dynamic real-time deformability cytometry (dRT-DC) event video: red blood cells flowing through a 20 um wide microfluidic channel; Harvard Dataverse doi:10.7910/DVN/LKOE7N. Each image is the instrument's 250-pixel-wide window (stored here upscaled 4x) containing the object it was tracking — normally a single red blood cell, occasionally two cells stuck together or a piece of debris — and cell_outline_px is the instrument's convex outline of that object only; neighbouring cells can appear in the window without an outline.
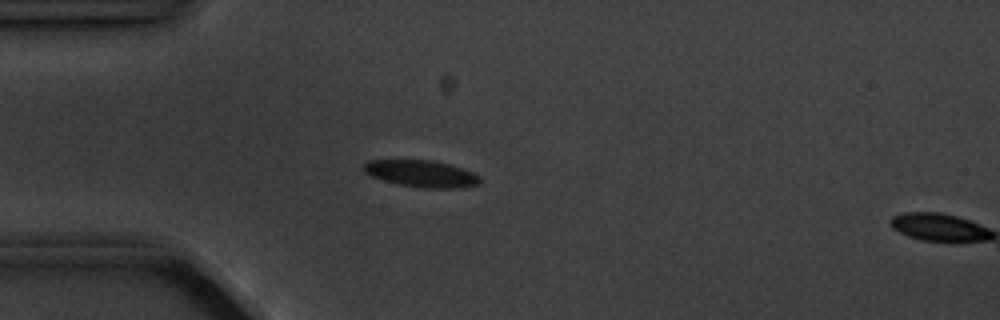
{"species": "common noctule bat (a hibernating species)", "species_latin": "Nyctalus noctula", "temperature_condition": "cold", "stored_images_in_passage": 2, "camera_frame_rate_fps": 3000, "um_per_image_px": 0.085, "animal": {"sex": "male", "body_mass_g": 20.1, "forearm_length_mm": 53.5}, "frame": {"image": 1, "passage_image": 1, "time_ms": 0.0, "image_size_px": [1000, 320], "cell_outline_px": [[480, 180], [476, 184], [456, 188], [424, 188], [396, 184], [372, 176], [364, 172], [360, 168], [360, 164], [368, 160], [432, 160], [448, 164], [472, 172], [480, 176]], "centroid_in_image_um": [35.72, 14.75], "position_along_channel_um": 49.3, "area_um2": 18.15}}